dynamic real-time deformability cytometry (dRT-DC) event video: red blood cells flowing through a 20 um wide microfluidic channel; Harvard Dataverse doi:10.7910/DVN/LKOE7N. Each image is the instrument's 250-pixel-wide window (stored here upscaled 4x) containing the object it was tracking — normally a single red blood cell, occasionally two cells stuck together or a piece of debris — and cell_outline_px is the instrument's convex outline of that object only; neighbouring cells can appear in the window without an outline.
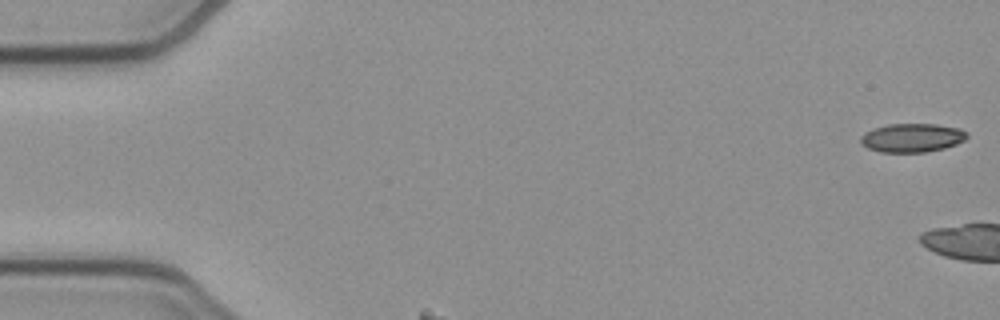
{"species": "common noctule bat (a hibernating species)", "species_latin": "Nyctalus noctula", "temperature_condition": "cold", "stored_images_in_passage": 34, "camera_frame_rate_fps": 3000, "um_per_image_px": 0.085, "animal": {"sex": "female", "body_mass_g": 21.9}, "frame": {"image": 1, "passage_image": 1, "time_ms": 0.0, "image_size_px": [1000, 320], "cell_outline_px": [[968, 136], [964, 140], [956, 144], [944, 148], [924, 152], [880, 152], [868, 148], [860, 144], [860, 136], [864, 132], [872, 128], [888, 124], [936, 124], [960, 128], [968, 132]], "centroid_in_image_um": [77.5, 11.7], "position_along_channel_um": 7.5, "area_um2": 17.98}}
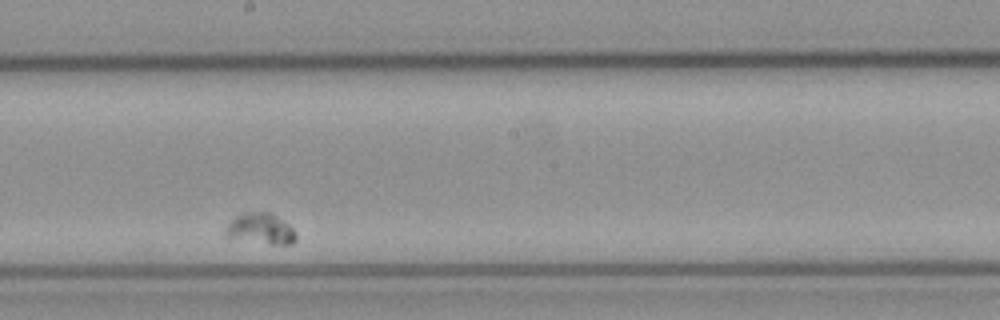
{"frame": {"image": 2, "passage_image": 21, "time_ms": 6.667, "image_size_px": [1000, 320], "cell_outline_px": [[296, 236], [292, 244], [272, 244], [224, 236], [224, 228], [236, 216], [244, 212], [272, 212], [288, 224], [296, 232]], "centroid_in_image_um": [22.15, 19.42], "position_along_channel_um": 226.0, "area_um2": 12.54}}
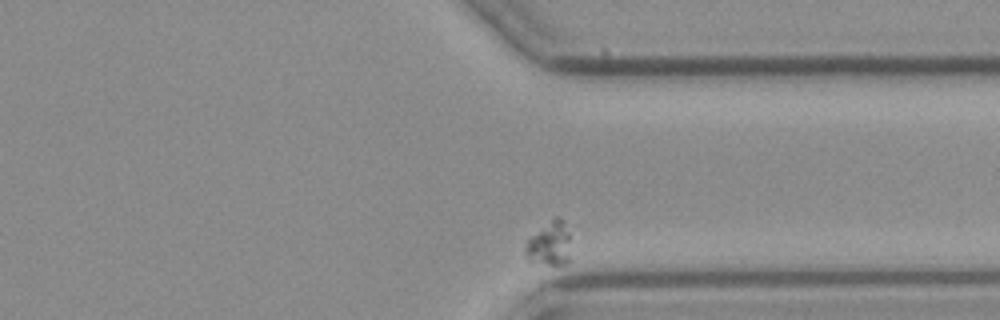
{"frame": {"image": 3, "passage_image": 34, "time_ms": 11.0, "image_size_px": [1000, 320], "cell_outline_px": [[568, 260], [564, 264], [548, 264], [528, 260], [524, 252], [524, 248], [528, 240], [532, 236], [556, 216], [560, 216], [564, 220], [568, 232]], "centroid_in_image_um": [46.69, 20.71], "position_along_channel_um": 364.7, "area_um2": 11.16}}